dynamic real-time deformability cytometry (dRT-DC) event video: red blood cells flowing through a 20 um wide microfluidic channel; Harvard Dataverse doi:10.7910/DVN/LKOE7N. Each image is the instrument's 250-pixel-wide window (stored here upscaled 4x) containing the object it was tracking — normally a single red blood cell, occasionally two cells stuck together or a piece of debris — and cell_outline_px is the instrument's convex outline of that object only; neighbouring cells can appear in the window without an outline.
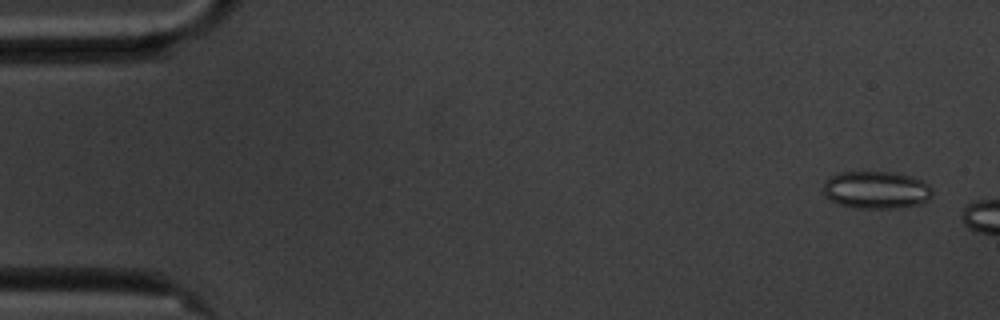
{"species": "common noctule bat (a hibernating species)", "species_latin": "Nyctalus noctula", "temperature_condition": "cold", "stored_images_in_passage": 8, "camera_frame_rate_fps": 3000, "um_per_image_px": 0.085, "animal": {"sex": "male", "body_mass_g": 20.1, "forearm_length_mm": 53.5}, "frame": {"image": 1, "passage_image": 3, "time_ms": 0.667, "image_size_px": [1000, 320], "cell_outline_px": [[932, 196], [928, 200], [920, 204], [896, 208], [856, 208], [840, 204], [824, 196], [824, 184], [832, 176], [840, 172], [896, 172], [912, 176], [928, 184], [932, 188]], "centroid_in_image_um": [74.52, 16.14], "position_along_channel_um": 10.5, "area_um2": 23.81}}